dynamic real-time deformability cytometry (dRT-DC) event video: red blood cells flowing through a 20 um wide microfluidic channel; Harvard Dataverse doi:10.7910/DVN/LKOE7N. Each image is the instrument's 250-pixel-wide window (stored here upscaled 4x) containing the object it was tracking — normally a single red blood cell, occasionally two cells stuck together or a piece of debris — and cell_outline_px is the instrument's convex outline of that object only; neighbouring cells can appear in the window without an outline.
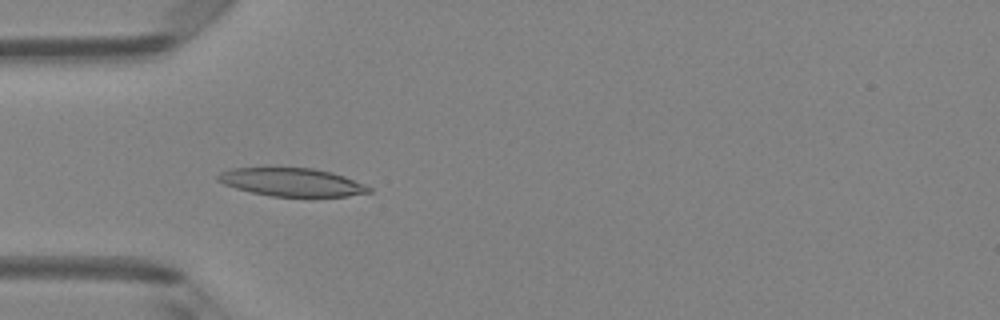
{"species": "Egyptian fruit bat (a non-hibernating species)", "species_latin": "Rousettus aegyptiacus", "temperature_condition": "room temperature", "stored_images_in_passage": 3, "camera_frame_rate_fps": 3000, "um_per_image_px": 0.085, "animal": {"sex": "female"}, "frame": {"image": 1, "passage_image": 2, "time_ms": 1.333, "image_size_px": [1000, 320], "cell_outline_px": [[372, 192], [348, 196], [272, 196], [252, 192], [236, 188], [224, 184], [216, 180], [216, 176], [220, 172], [232, 168], [268, 164], [312, 168], [332, 172], [344, 176], [364, 184], [372, 188]], "centroid_in_image_um": [24.73, 15.42], "position_along_channel_um": 60.3, "area_um2": 25.78}}
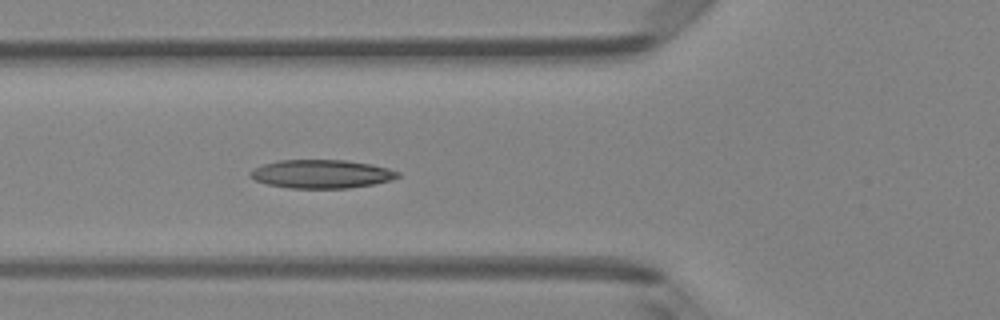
{"frame": {"image": 2, "passage_image": 3, "time_ms": 2.333, "image_size_px": [1000, 320], "cell_outline_px": [[400, 176], [392, 180], [372, 184], [348, 188], [288, 188], [268, 184], [256, 180], [248, 176], [248, 172], [252, 168], [264, 164], [280, 160], [344, 160], [372, 164], [388, 168], [400, 172]], "centroid_in_image_um": [27.31, 14.78], "position_along_channel_um": 98.5, "area_um2": 24.57}}